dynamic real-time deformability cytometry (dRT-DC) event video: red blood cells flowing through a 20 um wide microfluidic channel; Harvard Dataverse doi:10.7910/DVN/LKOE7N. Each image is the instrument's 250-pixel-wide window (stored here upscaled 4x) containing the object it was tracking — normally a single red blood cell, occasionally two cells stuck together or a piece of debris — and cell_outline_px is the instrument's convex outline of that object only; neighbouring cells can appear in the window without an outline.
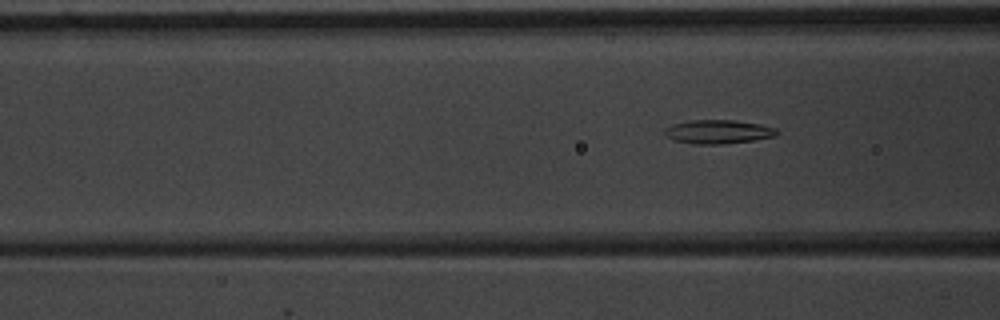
{"species": "common noctule bat (a hibernating species)", "species_latin": "Nyctalus noctula", "temperature_condition": "warm", "stored_images_in_passage": 5, "segment_of_instrument_passage": [2, 2], "camera_frame_rate_fps": 3000, "um_per_image_px": 0.085, "animal": {"sex": "male", "body_mass_g": 20.1, "forearm_length_mm": 53.5}, "frame": {"image": 1, "passage_image": 5, "time_ms": 5.667, "image_size_px": [1000, 320], "cell_outline_px": [[780, 132], [776, 136], [752, 140], [720, 144], [696, 144], [676, 140], [668, 136], [664, 132], [664, 128], [672, 124], [688, 120], [736, 120], [760, 124], [776, 128]], "centroid_in_image_um": [61.07, 11.18], "position_along_channel_um": 105.5, "area_um2": 15.49}}